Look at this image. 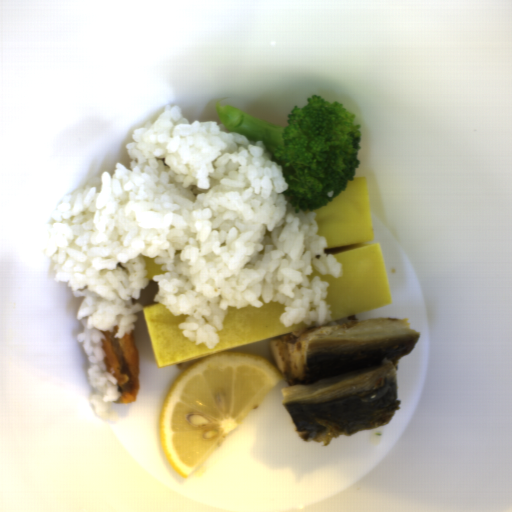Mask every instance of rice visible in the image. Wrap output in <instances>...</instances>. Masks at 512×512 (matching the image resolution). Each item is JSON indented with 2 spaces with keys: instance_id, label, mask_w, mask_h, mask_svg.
I'll return each instance as SVG.
<instances>
[{
  "instance_id": "obj_1",
  "label": "rice",
  "mask_w": 512,
  "mask_h": 512,
  "mask_svg": "<svg viewBox=\"0 0 512 512\" xmlns=\"http://www.w3.org/2000/svg\"><path fill=\"white\" fill-rule=\"evenodd\" d=\"M125 143L130 160L102 172L100 191L84 185L64 194L52 222L81 227L51 254L54 283H66L78 305L75 333L90 362L88 400L97 418L116 422L108 410L121 397L117 378L104 361L105 333L113 339L134 334L143 311L141 291L149 279L147 263L162 265L152 275L153 301L171 316L185 339L214 349L229 307L284 305L280 323L324 326L332 320L325 300L330 283L309 274L341 278L344 265L328 240L317 234L315 211L306 214L285 200L289 184L283 166L262 140L226 131L218 121L190 123L179 105H167L155 122L131 133ZM263 299L260 300L258 297Z\"/></svg>"
}]
</instances>
